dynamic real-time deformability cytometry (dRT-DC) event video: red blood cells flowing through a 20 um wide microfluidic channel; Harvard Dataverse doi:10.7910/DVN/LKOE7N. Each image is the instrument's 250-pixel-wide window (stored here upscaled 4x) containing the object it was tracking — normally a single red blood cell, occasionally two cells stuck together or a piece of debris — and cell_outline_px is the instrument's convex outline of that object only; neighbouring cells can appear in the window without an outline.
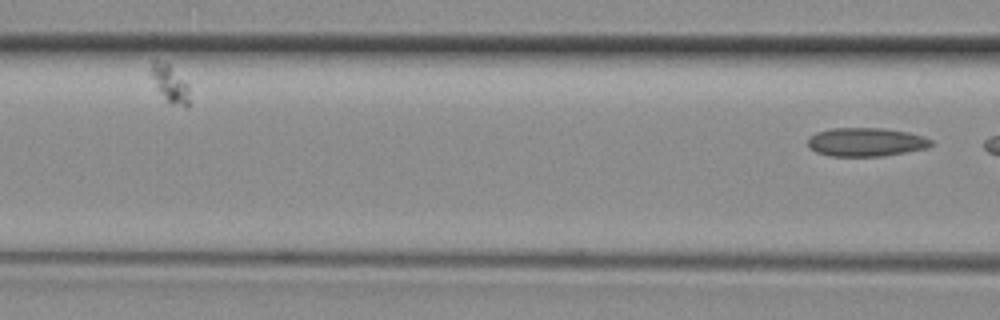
{"species": "common noctule bat (a hibernating species)", "species_latin": "Nyctalus noctula", "temperature_condition": "room temperature", "stored_images_in_passage": 10, "camera_frame_rate_fps": 3000, "um_per_image_px": 0.085, "animal": {"sex": "female", "body_mass_g": 29.2, "forearm_length_mm": 56.3}, "frame": {"image": 1, "passage_image": 10, "time_ms": 3.0, "image_size_px": [1000, 320], "cell_outline_px": [[932, 144], [928, 148], [884, 156], [828, 156], [816, 152], [808, 148], [808, 136], [816, 132], [832, 128], [884, 128], [908, 132], [924, 136], [932, 140]], "centroid_in_image_um": [73.59, 12.07], "position_along_channel_um": 93.0, "area_um2": 20.81}}